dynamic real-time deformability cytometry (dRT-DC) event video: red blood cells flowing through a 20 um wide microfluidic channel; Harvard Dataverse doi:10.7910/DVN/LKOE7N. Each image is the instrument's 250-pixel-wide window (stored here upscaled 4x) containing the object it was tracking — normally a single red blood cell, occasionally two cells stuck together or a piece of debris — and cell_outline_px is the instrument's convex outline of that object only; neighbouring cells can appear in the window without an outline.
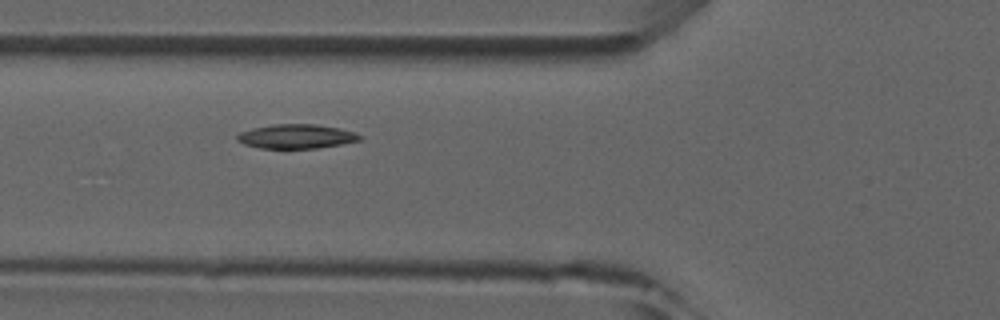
{"species": "common noctule bat (a hibernating species)", "species_latin": "Nyctalus noctula", "temperature_condition": "room temperature", "stored_images_in_passage": 5, "camera_frame_rate_fps": 3000, "um_per_image_px": 0.085, "animal": {"sex": "male", "forearm_length_mm": 52.5}, "frame": {"image": 1, "passage_image": 5, "time_ms": 4.333, "image_size_px": [1000, 320], "cell_outline_px": [[364, 136], [360, 140], [340, 144], [316, 148], [260, 148], [244, 144], [236, 140], [236, 136], [240, 132], [252, 128], [276, 124], [316, 124], [340, 128], [356, 132]], "centroid_in_image_um": [25.2, 11.59], "position_along_channel_um": 100.6, "area_um2": 17.34}}